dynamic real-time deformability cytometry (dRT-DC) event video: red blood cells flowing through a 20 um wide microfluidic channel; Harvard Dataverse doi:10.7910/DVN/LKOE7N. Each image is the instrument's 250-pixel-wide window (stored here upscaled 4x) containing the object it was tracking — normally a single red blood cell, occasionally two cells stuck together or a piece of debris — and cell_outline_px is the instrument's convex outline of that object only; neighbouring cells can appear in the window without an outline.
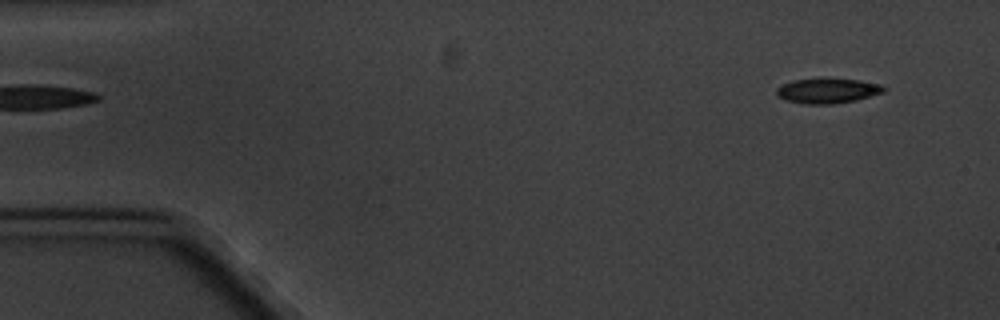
{"species": "common noctule bat (a hibernating species)", "species_latin": "Nyctalus noctula", "temperature_condition": "cold", "stored_images_in_passage": 10, "camera_frame_rate_fps": 3000, "um_per_image_px": 0.085, "animal": {"sex": "male", "body_mass_g": 20.1, "forearm_length_mm": 53.5}, "frame": {"image": 1, "passage_image": 1, "time_ms": 0.0, "image_size_px": [1000, 320], "cell_outline_px": [[888, 88], [884, 92], [856, 100], [832, 104], [804, 104], [784, 100], [776, 96], [776, 88], [780, 84], [792, 80], [860, 80], [884, 84]], "centroid_in_image_um": [70.34, 7.73], "position_along_channel_um": 14.7, "area_um2": 15.55}}
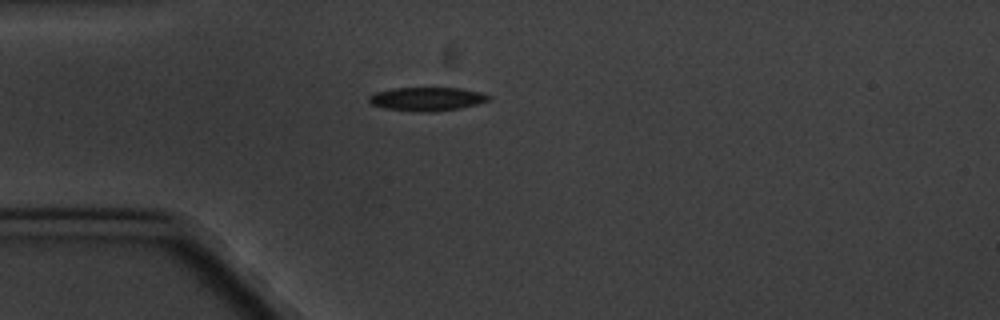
{"frame": {"image": 2, "passage_image": 4, "time_ms": 3.667, "image_size_px": [1000, 320], "cell_outline_px": [[492, 96], [488, 100], [476, 104], [460, 108], [432, 112], [412, 112], [384, 108], [372, 104], [368, 100], [368, 96], [376, 92], [392, 88], [460, 88], [480, 92]], "centroid_in_image_um": [36.26, 8.42], "position_along_channel_um": 48.7, "area_um2": 16.53}}
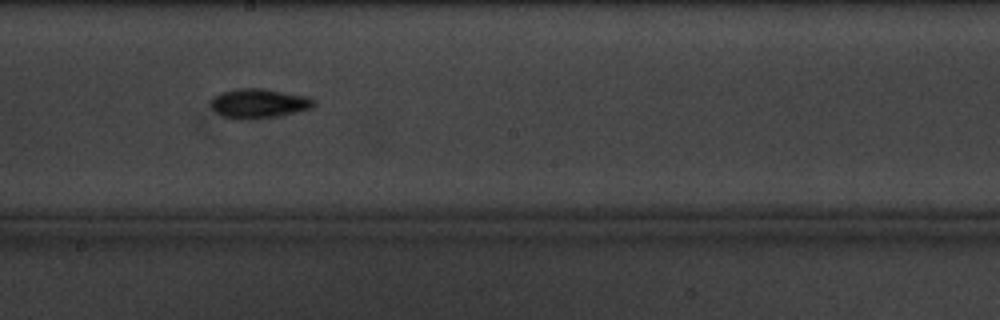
{"frame": {"image": 3, "passage_image": 9, "time_ms": 9.333, "image_size_px": [1000, 320], "cell_outline_px": [[316, 104], [312, 108], [280, 116], [252, 120], [236, 120], [220, 116], [212, 108], [212, 100], [220, 92], [236, 88], [260, 88], [304, 96], [316, 100]], "centroid_in_image_um": [21.98, 8.82], "position_along_channel_um": 226.2, "area_um2": 17.86}}